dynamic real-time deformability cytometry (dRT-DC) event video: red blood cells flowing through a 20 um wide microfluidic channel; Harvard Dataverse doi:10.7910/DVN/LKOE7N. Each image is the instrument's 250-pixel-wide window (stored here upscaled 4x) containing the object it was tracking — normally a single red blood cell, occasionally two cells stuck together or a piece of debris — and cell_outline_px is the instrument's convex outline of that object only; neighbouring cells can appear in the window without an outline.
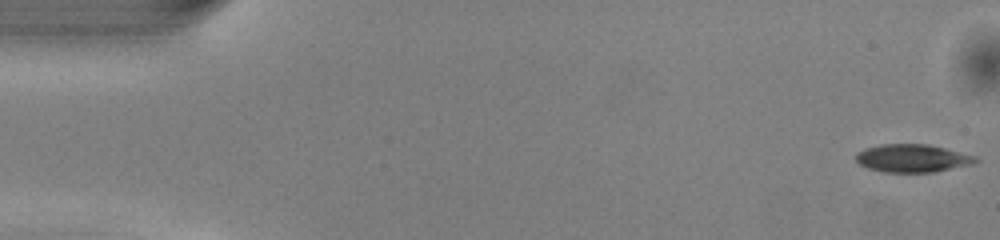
{"species": "common noctule bat (a hibernating species)", "species_latin": "Nyctalus noctula", "temperature_condition": "warm", "stored_images_in_passage": 50, "camera_frame_rate_fps": 3000, "um_per_image_px": 0.085, "animal": {"sex": "male", "body_mass_g": 13.0, "forearm_length_mm": 53.1}, "frame": {"image": 1, "passage_image": 1, "time_ms": 0.0, "image_size_px": [1000, 240], "cell_outline_px": [[980, 160], [972, 164], [932, 172], [884, 172], [868, 168], [860, 164], [856, 160], [856, 152], [864, 148], [880, 144], [928, 144], [976, 156]], "centroid_in_image_um": [77.53, 13.44], "position_along_channel_um": 7.5, "area_um2": 19.42}}
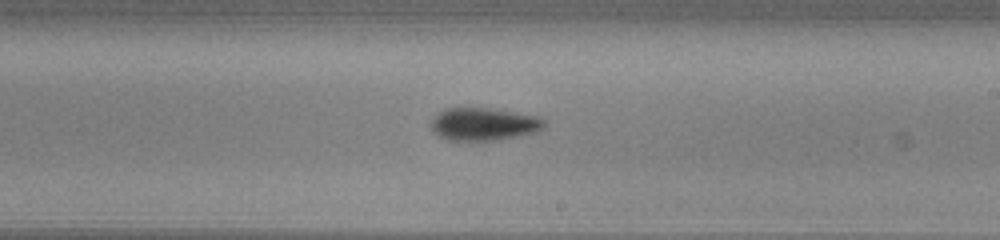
{"frame": {"image": 2, "passage_image": 29, "time_ms": 9.333, "image_size_px": [1000, 240], "cell_outline_px": [[544, 128], [540, 132], [520, 136], [496, 140], [448, 140], [432, 132], [428, 124], [440, 112], [448, 108], [496, 108], [536, 116], [544, 120]], "centroid_in_image_um": [41.13, 10.55], "position_along_channel_um": 247.9, "area_um2": 21.79}}
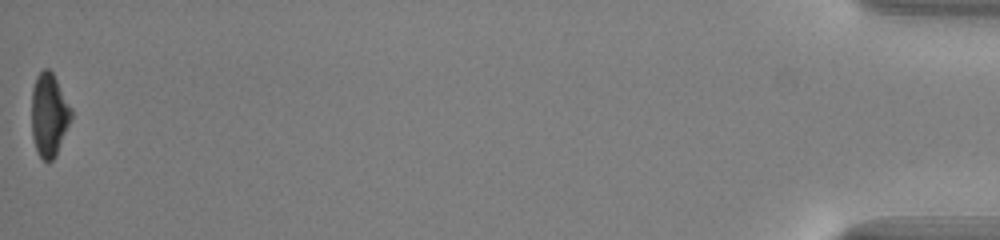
{"frame": {"image": 3, "passage_image": 50, "time_ms": 16.333, "image_size_px": [1000, 240], "cell_outline_px": [[72, 120], [56, 156], [48, 164], [40, 156], [36, 148], [32, 136], [32, 88], [36, 76], [44, 68], [48, 68], [52, 72], [72, 108]], "centroid_in_image_um": [4.19, 9.78], "position_along_channel_um": 431.0, "area_um2": 19.42}, "authors_computed_cell_mechanics": {"area_um2": 20.7502, "velocity_mm_per_s": 4.1074, "shape_relaxation_time_tau1_ms": 2.42, "shape_relaxation_time_tau2_ms": null, "deformation_change_tau1": 0.1202, "deformation_change_tau2": null}}